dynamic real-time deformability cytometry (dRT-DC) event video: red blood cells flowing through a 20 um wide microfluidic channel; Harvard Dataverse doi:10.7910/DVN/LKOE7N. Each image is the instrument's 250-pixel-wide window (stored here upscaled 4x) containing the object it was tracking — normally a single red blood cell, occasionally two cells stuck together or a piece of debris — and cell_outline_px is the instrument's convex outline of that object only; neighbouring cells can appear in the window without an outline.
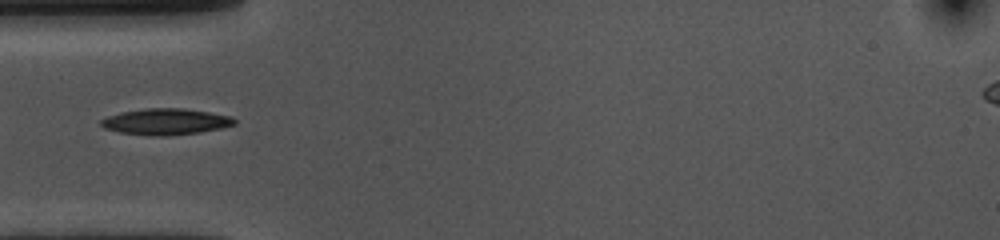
{"species": "common noctule bat (a hibernating species)", "species_latin": "Nyctalus noctula", "temperature_condition": "cold", "stored_images_in_passage": 23, "camera_frame_rate_fps": 3000, "um_per_image_px": 0.085, "animal": {"sex": "female", "body_mass_g": 10.0, "forearm_length_mm": 53.1}, "frame": {"image": 1, "passage_image": 1, "time_ms": 0.0, "image_size_px": [1000, 240], "cell_outline_px": [[236, 124], [220, 128], [200, 132], [168, 136], [152, 136], [120, 132], [104, 128], [100, 124], [100, 120], [108, 116], [120, 112], [144, 108], [184, 108], [232, 116], [236, 120]], "centroid_in_image_um": [14.08, 10.34], "position_along_channel_um": 70.9, "area_um2": 20.46}}
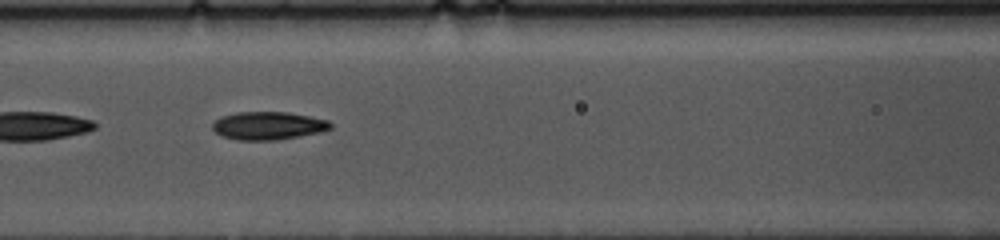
{"frame": {"image": 2, "passage_image": 7, "time_ms": 2.0, "image_size_px": [1000, 240], "cell_outline_px": [[332, 128], [320, 132], [300, 136], [276, 140], [236, 140], [224, 136], [216, 132], [212, 128], [212, 124], [220, 116], [236, 112], [288, 112], [328, 120], [332, 124]], "centroid_in_image_um": [22.79, 10.68], "position_along_channel_um": 143.8, "area_um2": 19.25}}
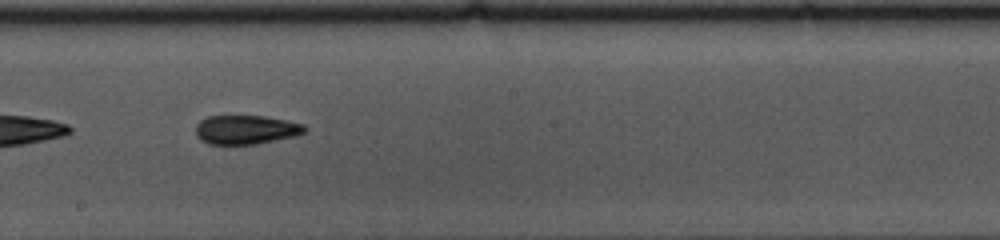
{"frame": {"image": 3, "passage_image": 14, "time_ms": 4.333, "image_size_px": [1000, 240], "cell_outline_px": [[308, 128], [304, 132], [296, 136], [256, 144], [208, 144], [200, 140], [196, 136], [196, 124], [200, 120], [208, 116], [264, 116], [288, 120], [304, 124]], "centroid_in_image_um": [20.91, 11.02], "position_along_channel_um": 227.3, "area_um2": 18.61}}